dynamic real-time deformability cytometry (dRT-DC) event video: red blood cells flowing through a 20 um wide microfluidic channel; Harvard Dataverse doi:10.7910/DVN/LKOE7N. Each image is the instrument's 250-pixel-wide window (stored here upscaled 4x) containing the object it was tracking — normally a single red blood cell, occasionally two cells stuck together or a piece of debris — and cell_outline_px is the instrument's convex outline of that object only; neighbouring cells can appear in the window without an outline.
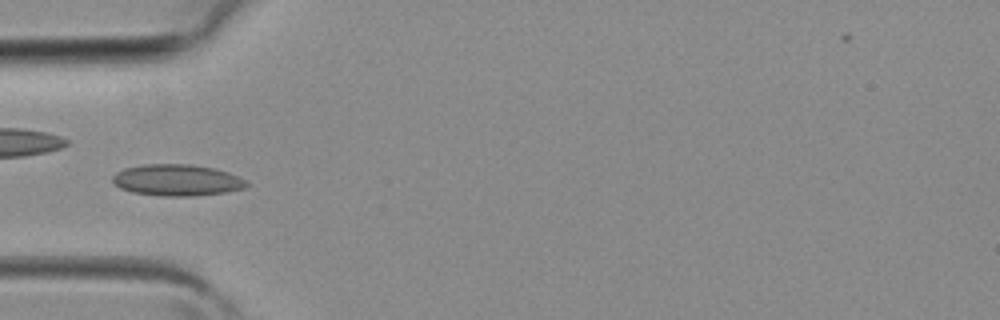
{"species": "common noctule bat (a hibernating species)", "species_latin": "Nyctalus noctula", "temperature_condition": "room temperature", "stored_images_in_passage": 4, "camera_frame_rate_fps": 3000, "um_per_image_px": 0.085, "animal": {"sex": "female", "body_mass_g": 19.3, "forearm_length_mm": 54.1}, "frame": {"image": 1, "passage_image": 4, "time_ms": 1.0, "image_size_px": [1000, 320], "cell_outline_px": [[252, 184], [244, 188], [228, 192], [196, 196], [164, 196], [132, 192], [120, 188], [112, 184], [112, 176], [116, 172], [124, 168], [144, 164], [188, 164], [212, 168], [228, 172], [248, 180]], "centroid_in_image_um": [15.06, 15.32], "position_along_channel_um": 69.9, "area_um2": 24.85}}